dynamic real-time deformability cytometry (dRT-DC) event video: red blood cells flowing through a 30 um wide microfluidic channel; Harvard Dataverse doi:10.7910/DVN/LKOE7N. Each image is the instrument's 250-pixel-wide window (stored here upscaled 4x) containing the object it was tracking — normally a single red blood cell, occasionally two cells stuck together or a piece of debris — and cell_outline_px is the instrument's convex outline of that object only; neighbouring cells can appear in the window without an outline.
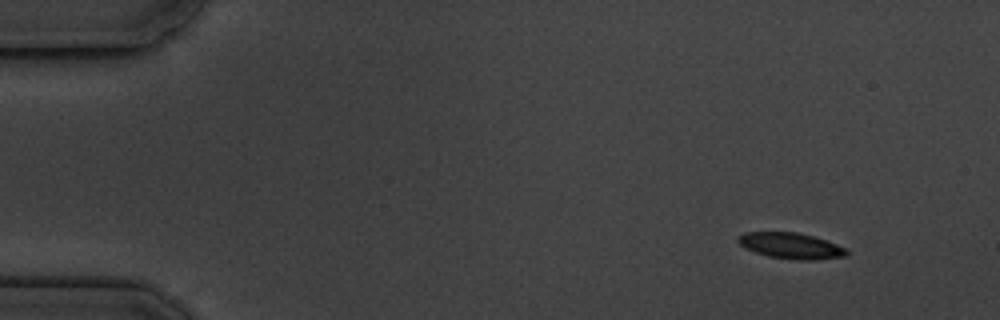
{"species": "common noctule bat (a hibernating species)", "species_latin": "Nyctalus noctula", "temperature_condition": "cold", "stored_images_in_passage": 4, "camera_frame_rate_fps": 3000, "um_per_image_px": 0.085, "animal": {"sex": "male", "body_mass_g": 19.5, "forearm_length_mm": 54.6}, "frame": {"image": 1, "passage_image": 1, "time_ms": 0.0, "image_size_px": [1000, 320], "cell_outline_px": [[848, 256], [812, 260], [796, 260], [768, 256], [744, 248], [736, 240], [736, 236], [744, 232], [796, 232], [812, 236], [848, 248]], "centroid_in_image_um": [67.21, 20.89], "position_along_channel_um": 17.8, "area_um2": 16.47}}
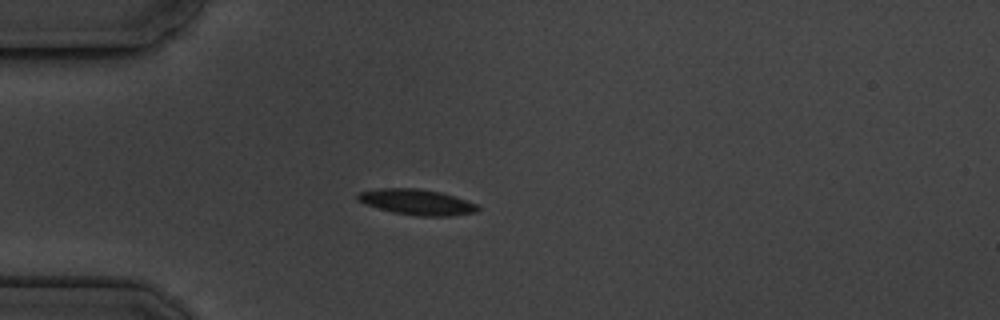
{"frame": {"image": 2, "passage_image": 4, "time_ms": 3.333, "image_size_px": [1000, 320], "cell_outline_px": [[480, 208], [476, 212], [452, 216], [416, 216], [392, 212], [364, 204], [356, 196], [360, 192], [380, 188], [416, 188], [440, 192], [476, 204]], "centroid_in_image_um": [35.42, 17.18], "position_along_channel_um": 49.6, "area_um2": 17.74}}